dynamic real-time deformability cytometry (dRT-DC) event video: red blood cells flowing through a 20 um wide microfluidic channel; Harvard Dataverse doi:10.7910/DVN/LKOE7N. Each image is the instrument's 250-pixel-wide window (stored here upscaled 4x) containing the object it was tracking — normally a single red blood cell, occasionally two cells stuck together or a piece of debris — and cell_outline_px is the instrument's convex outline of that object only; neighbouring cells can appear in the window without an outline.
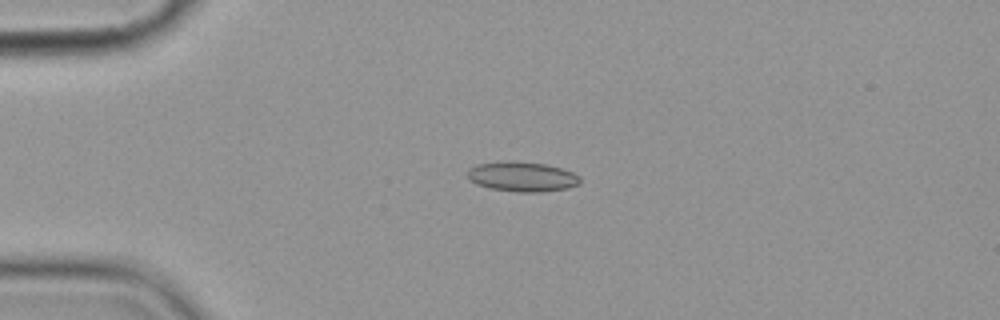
{"species": "common noctule bat (a hibernating species)", "species_latin": "Nyctalus noctula", "temperature_condition": "cold", "stored_images_in_passage": 8, "camera_frame_rate_fps": 3000, "um_per_image_px": 0.085, "animal": {"sex": "female", "body_mass_g": 19.9}, "frame": {"image": 1, "passage_image": 4, "time_ms": 4.333, "image_size_px": [1000, 320], "cell_outline_px": [[580, 184], [568, 188], [540, 192], [520, 192], [488, 188], [476, 184], [468, 180], [468, 168], [476, 164], [508, 160], [544, 164], [560, 168], [572, 172], [580, 176]], "centroid_in_image_um": [44.35, 15.01], "position_along_channel_um": 40.6, "area_um2": 19.71}}
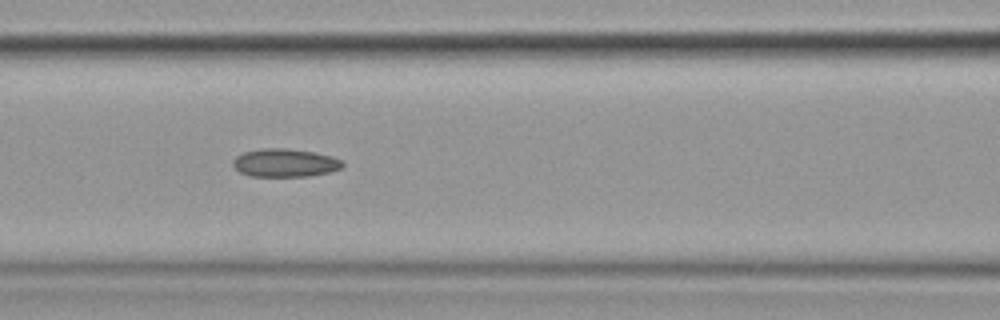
{"frame": {"image": 2, "passage_image": 7, "time_ms": 8.0, "image_size_px": [1000, 320], "cell_outline_px": [[344, 168], [328, 172], [308, 176], [248, 176], [240, 172], [232, 164], [232, 160], [236, 156], [244, 152], [264, 148], [288, 148], [312, 152], [332, 156], [340, 160], [344, 164]], "centroid_in_image_um": [24.21, 13.84], "position_along_channel_um": 142.4, "area_um2": 17.98}}
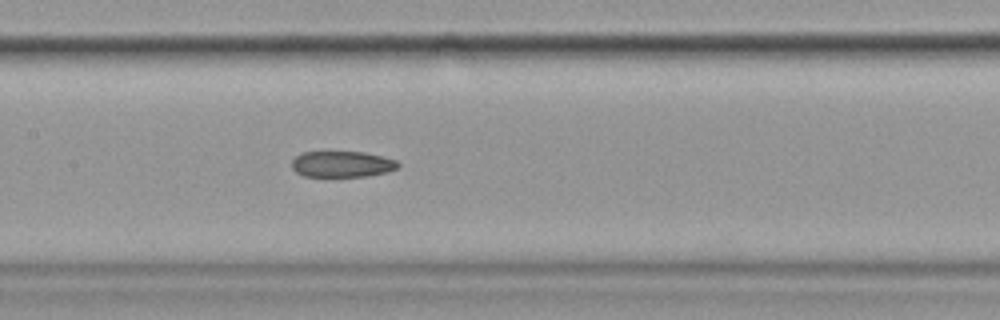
{"frame": {"image": 3, "passage_image": 8, "time_ms": 9.0, "image_size_px": [1000, 320], "cell_outline_px": [[400, 164], [396, 168], [388, 172], [368, 176], [304, 176], [296, 172], [292, 168], [292, 160], [296, 156], [304, 152], [364, 152], [396, 160]], "centroid_in_image_um": [29.07, 13.95], "position_along_channel_um": 178.3, "area_um2": 16.01}}